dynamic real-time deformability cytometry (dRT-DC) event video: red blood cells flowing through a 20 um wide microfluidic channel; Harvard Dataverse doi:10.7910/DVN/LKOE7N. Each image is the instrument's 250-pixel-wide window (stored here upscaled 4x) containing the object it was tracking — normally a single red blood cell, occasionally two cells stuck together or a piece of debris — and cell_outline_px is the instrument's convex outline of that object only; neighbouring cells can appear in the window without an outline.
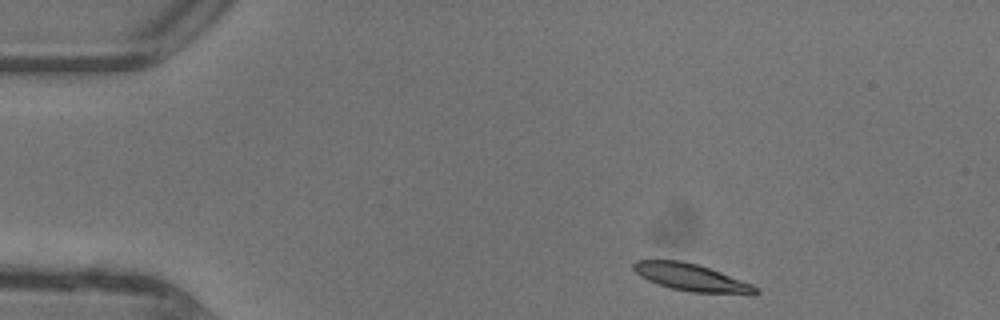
{"species": "common noctule bat (a hibernating species)", "species_latin": "Nyctalus noctula", "temperature_condition": "warm", "stored_images_in_passage": 40, "camera_frame_rate_fps": 3000, "um_per_image_px": 0.085, "animal": {"sex": "female"}, "frame": {"image": 1, "passage_image": 1, "time_ms": 0.0, "image_size_px": [1000, 320], "cell_outline_px": [[756, 292], [708, 292], [680, 288], [664, 284], [652, 280], [640, 272], [644, 260], [668, 260], [692, 264], [716, 272], [744, 284], [752, 288]], "centroid_in_image_um": [58.72, 23.56], "position_along_channel_um": 26.3, "area_um2": 15.55}}
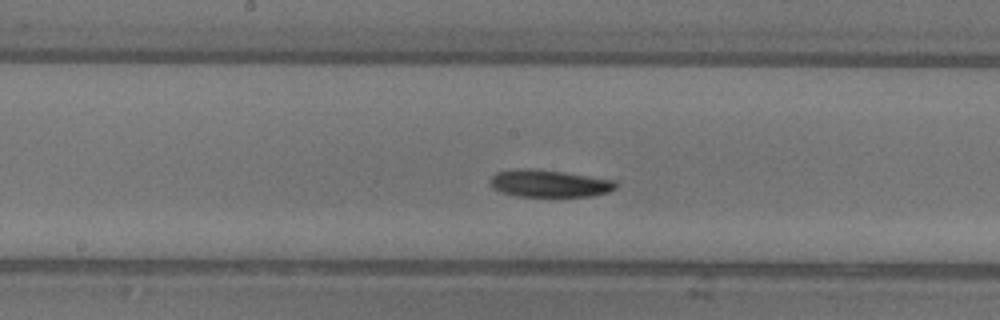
{"frame": {"image": 2, "passage_image": 18, "time_ms": 5.667, "image_size_px": [1000, 320], "cell_outline_px": [[612, 184], [608, 188], [596, 192], [568, 196], [544, 196], [520, 192], [504, 188], [496, 184], [496, 180], [500, 176], [512, 172], [544, 172], [592, 180]], "centroid_in_image_um": [46.69, 15.65], "position_along_channel_um": 201.5, "area_um2": 14.1}}
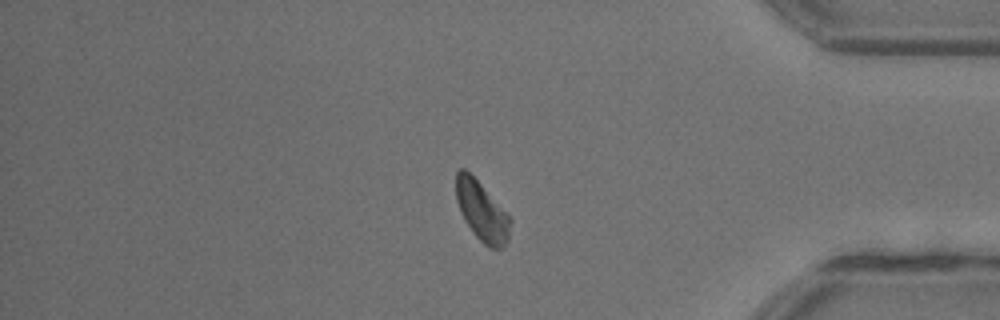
{"frame": {"image": 3, "passage_image": 33, "time_ms": 10.667, "image_size_px": [1000, 320], "cell_outline_px": [[492, 216], [488, 244], [476, 232], [468, 220], [460, 204], [456, 192], [456, 176], [460, 172], [468, 172], [472, 176], [480, 188]], "centroid_in_image_um": [40.28, 17.39], "position_along_channel_um": 394.9, "area_um2": 10.29}, "authors_computed_cell_mechanics": {"area_um2": 13.8431, "velocity_mm_per_s": 4.4222, "shape_relaxation_time_tau1_ms": 8.7979, "shape_relaxation_time_tau2_ms": null, "deformation_change_tau1": 0.2326, "deformation_change_tau2": null}}